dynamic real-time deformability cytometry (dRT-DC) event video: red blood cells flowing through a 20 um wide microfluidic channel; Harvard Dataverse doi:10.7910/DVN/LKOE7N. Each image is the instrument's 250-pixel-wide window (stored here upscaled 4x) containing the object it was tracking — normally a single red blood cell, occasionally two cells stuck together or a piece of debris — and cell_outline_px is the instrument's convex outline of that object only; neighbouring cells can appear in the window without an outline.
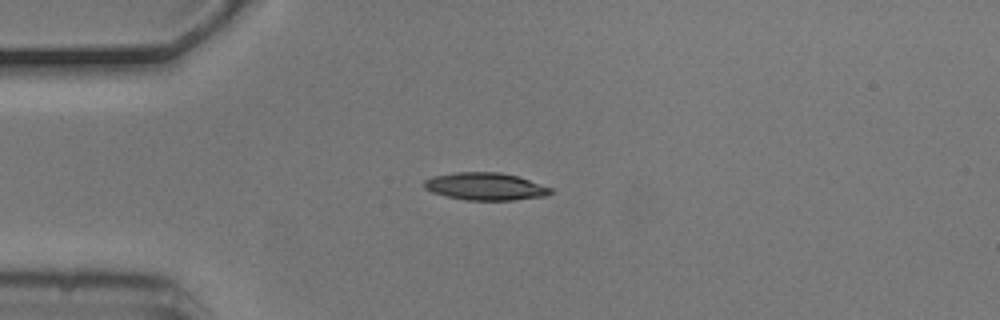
{"species": "common noctule bat (a hibernating species)", "species_latin": "Nyctalus noctula", "temperature_condition": "cold", "stored_images_in_passage": 4, "camera_frame_rate_fps": 3000, "um_per_image_px": 0.085, "animal": {"sex": "male", "body_mass_g": 20.5, "forearm_length_mm": 52.5}, "frame": {"image": 1, "passage_image": 3, "time_ms": 0.667, "image_size_px": [1000, 320], "cell_outline_px": [[552, 192], [544, 196], [512, 200], [464, 200], [444, 196], [432, 192], [424, 188], [424, 180], [432, 176], [456, 172], [500, 172], [516, 176], [552, 188]], "centroid_in_image_um": [41.2, 15.85], "position_along_channel_um": 43.8, "area_um2": 20.17}}